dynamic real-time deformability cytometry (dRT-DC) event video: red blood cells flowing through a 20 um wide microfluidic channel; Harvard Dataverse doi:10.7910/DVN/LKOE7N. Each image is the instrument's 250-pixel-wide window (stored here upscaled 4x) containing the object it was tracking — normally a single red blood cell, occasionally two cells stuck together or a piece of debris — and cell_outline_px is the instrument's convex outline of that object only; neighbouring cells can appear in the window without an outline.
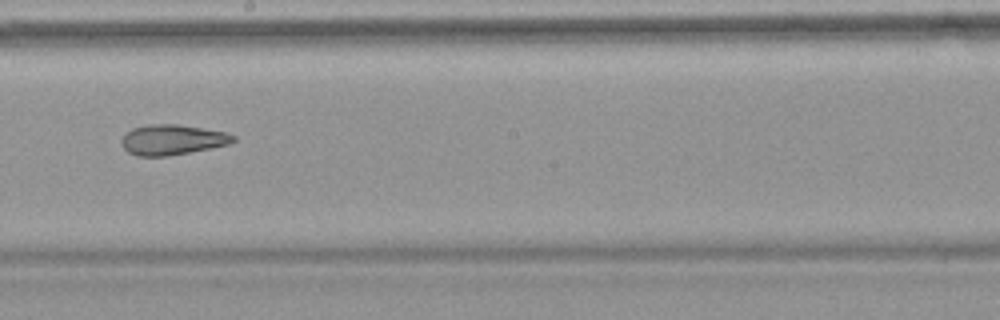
{"species": "common noctule bat (a hibernating species)", "species_latin": "Nyctalus noctula", "temperature_condition": "warm", "stored_images_in_passage": 35, "camera_frame_rate_fps": 3000, "um_per_image_px": 0.085, "animal": {"sex": "female", "body_mass_g": 18.4}, "frame": {"image": 1, "passage_image": 16, "time_ms": 5.0, "image_size_px": [1000, 320], "cell_outline_px": [[236, 140], [228, 144], [168, 156], [136, 156], [128, 152], [124, 148], [120, 140], [132, 128], [152, 124], [176, 124], [224, 132], [236, 136]], "centroid_in_image_um": [14.61, 11.88], "position_along_channel_um": 233.6, "area_um2": 19.36}, "authors_computed_cell_mechanics": {"area_um2": 20.23, "velocity_mm_per_s": 3.8283, "shape_relaxation_time_tau1_ms": null, "shape_relaxation_time_tau2_ms": 2.9745, "deformation_change_tau1": null, "deformation_change_tau2": 0.1266}}